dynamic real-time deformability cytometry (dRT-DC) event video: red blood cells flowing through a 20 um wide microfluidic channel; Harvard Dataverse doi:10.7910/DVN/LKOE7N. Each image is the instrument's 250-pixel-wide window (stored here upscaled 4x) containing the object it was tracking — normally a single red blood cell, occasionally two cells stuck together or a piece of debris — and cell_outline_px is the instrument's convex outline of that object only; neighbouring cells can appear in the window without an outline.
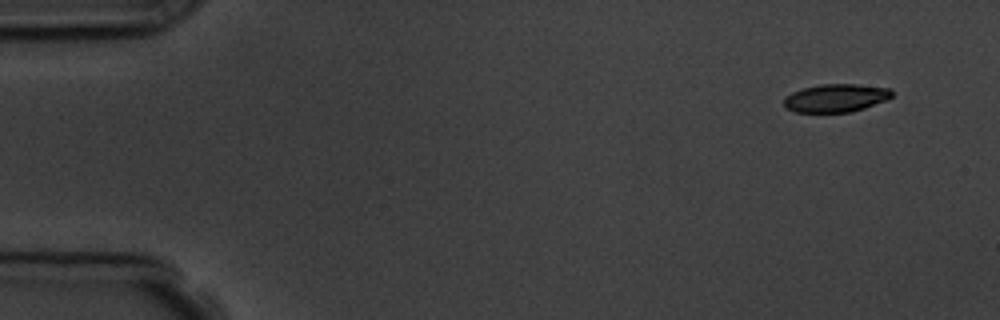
{"species": "common noctule bat (a hibernating species)", "species_latin": "Nyctalus noctula", "temperature_condition": "room temperature", "stored_images_in_passage": 8, "camera_frame_rate_fps": 3000, "um_per_image_px": 0.085, "animal": {"sex": "male", "body_mass_g": 19.5, "forearm_length_mm": 54.6}, "frame": {"image": 1, "passage_image": 1, "time_ms": 0.0, "image_size_px": [1000, 320], "cell_outline_px": [[892, 96], [888, 100], [852, 112], [796, 112], [784, 108], [784, 100], [792, 92], [804, 88], [820, 84], [856, 84], [892, 88]], "centroid_in_image_um": [71.08, 8.33], "position_along_channel_um": 13.9, "area_um2": 17.74}}
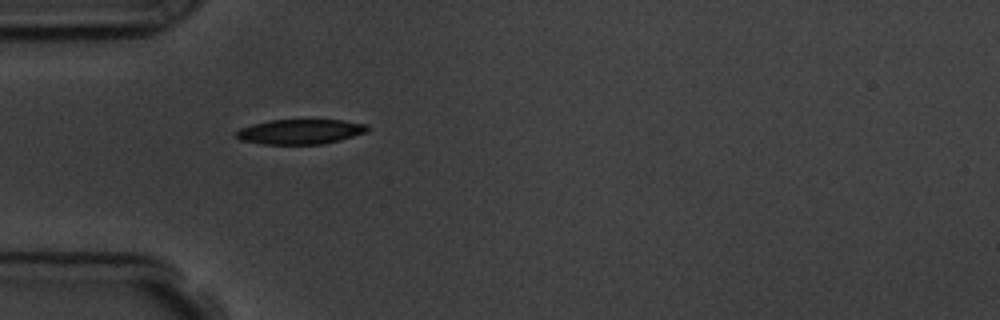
{"frame": {"image": 2, "passage_image": 5, "time_ms": 4.333, "image_size_px": [1000, 320], "cell_outline_px": [[368, 132], [340, 140], [324, 144], [260, 144], [240, 140], [232, 132], [240, 128], [252, 124], [272, 120], [340, 120], [368, 124]], "centroid_in_image_um": [25.5, 11.2], "position_along_channel_um": 59.5, "area_um2": 19.19}}